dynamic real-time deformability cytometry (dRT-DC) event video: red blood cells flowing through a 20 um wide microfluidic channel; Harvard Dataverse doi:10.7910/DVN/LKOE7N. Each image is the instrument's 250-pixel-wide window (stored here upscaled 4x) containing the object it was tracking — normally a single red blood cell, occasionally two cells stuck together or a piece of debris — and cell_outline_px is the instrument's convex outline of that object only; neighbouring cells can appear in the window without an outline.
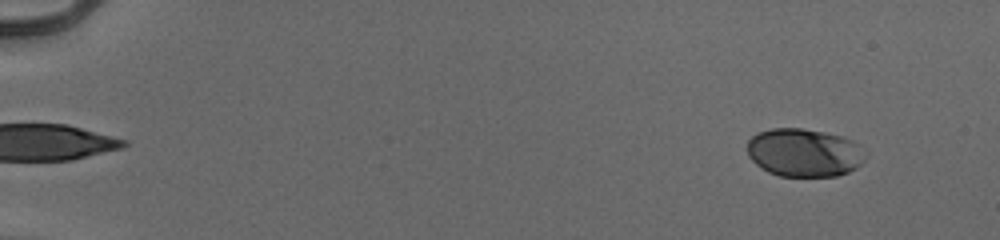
{"species": "human", "species_latin": "Homo sapiens", "temperature_condition": "cold", "stored_images_in_passage": 54, "camera_frame_rate_fps": 3000, "um_per_image_px": 0.085, "donor": {"sex": "male"}, "frame": {"image": 1, "passage_image": 5, "time_ms": 1.333, "image_size_px": [1000, 240], "cell_outline_px": [[868, 156], [856, 168], [848, 172], [836, 176], [780, 176], [768, 172], [760, 168], [748, 156], [748, 140], [756, 132], [772, 128], [800, 128], [824, 132], [840, 136], [852, 140], [860, 144], [868, 152]], "centroid_in_image_um": [68.38, 12.97], "position_along_channel_um": 16.6, "area_um2": 33.58}}
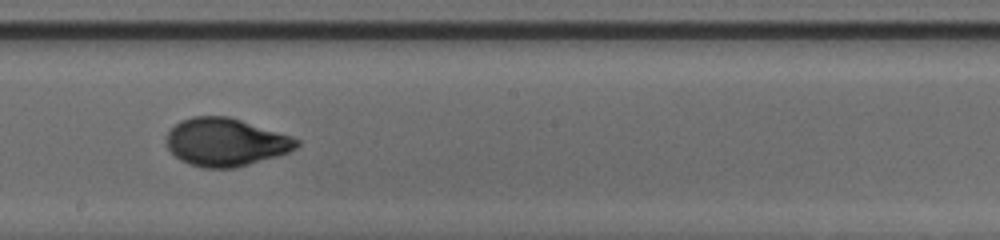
{"frame": {"image": 2, "passage_image": 33, "time_ms": 10.667, "image_size_px": [1000, 240], "cell_outline_px": [[300, 144], [296, 148], [288, 152], [276, 156], [236, 168], [204, 168], [188, 164], [180, 160], [168, 148], [168, 132], [180, 120], [192, 116], [228, 116], [292, 136], [300, 140]], "centroid_in_image_um": [19.2, 12.08], "position_along_channel_um": 229.0, "area_um2": 36.24}}
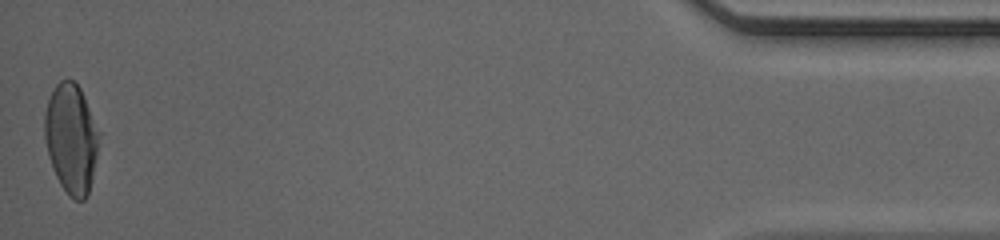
{"frame": {"image": 3, "passage_image": 54, "time_ms": 17.667, "image_size_px": [1000, 240], "cell_outline_px": [[104, 132], [88, 196], [84, 200], [72, 200], [68, 196], [60, 184], [52, 168], [44, 136], [44, 112], [48, 100], [56, 84], [60, 80], [72, 80], [80, 88]], "centroid_in_image_um": [6.13, 11.79], "position_along_channel_um": 429.1, "area_um2": 36.07}, "authors_computed_cell_mechanics": {"area_um2": 35.1424, "velocity_mm_per_s": 3.9852, "shape_relaxation_time_tau1_ms": 4.0934, "shape_relaxation_time_tau2_ms": 0.7239, "deformation_change_tau1": 0.1667, "deformation_change_tau2": 0.0476}}